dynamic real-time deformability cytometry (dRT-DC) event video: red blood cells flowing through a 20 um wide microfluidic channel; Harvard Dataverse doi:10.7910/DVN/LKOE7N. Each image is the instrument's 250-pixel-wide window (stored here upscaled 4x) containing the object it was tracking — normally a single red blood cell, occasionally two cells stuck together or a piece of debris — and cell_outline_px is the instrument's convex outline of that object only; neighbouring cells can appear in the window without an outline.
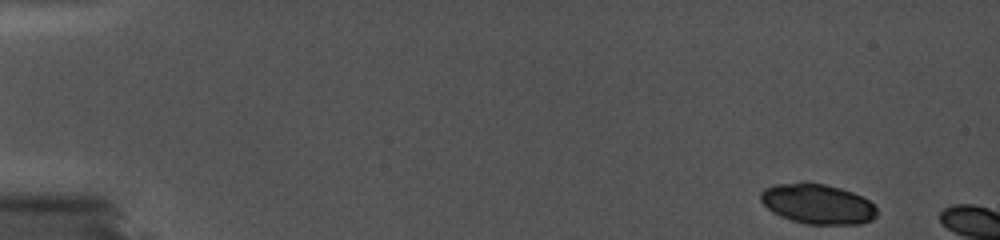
{"species": "common noctule bat (a hibernating species)", "species_latin": "Nyctalus noctula", "temperature_condition": "cold", "stored_images_in_passage": 8, "camera_frame_rate_fps": 5000, "um_per_image_px": 0.085, "animal": {"sex": "female", "body_mass_g": 19.0, "forearm_length_mm": 56.7}, "frame": {"image": 1, "passage_image": 1, "time_ms": 0.0, "image_size_px": [1000, 240], "cell_outline_px": [[876, 216], [872, 220], [860, 224], [808, 224], [792, 220], [780, 216], [772, 212], [760, 200], [760, 192], [764, 188], [780, 184], [820, 184], [852, 192], [868, 200], [876, 208]], "centroid_in_image_um": [69.49, 17.37], "position_along_channel_um": 15.5, "area_um2": 26.41}}